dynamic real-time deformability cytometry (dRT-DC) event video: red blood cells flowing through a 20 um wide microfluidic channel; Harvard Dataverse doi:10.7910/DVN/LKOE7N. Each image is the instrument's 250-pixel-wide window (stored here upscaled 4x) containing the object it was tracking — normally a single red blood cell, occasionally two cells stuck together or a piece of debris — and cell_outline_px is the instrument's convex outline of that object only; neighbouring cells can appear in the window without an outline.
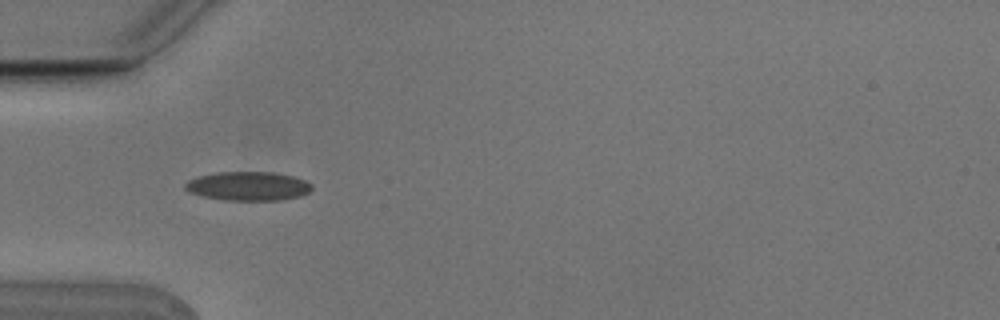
{"species": "Egyptian fruit bat (a non-hibernating species)", "species_latin": "Rousettus aegyptiacus", "temperature_condition": "cold", "stored_images_in_passage": 6, "camera_frame_rate_fps": 3000, "um_per_image_px": 0.085, "animal": {"sex": "male"}, "frame": {"image": 1, "passage_image": 5, "time_ms": 1.333, "image_size_px": [1000, 320], "cell_outline_px": [[312, 188], [308, 192], [300, 196], [284, 200], [224, 200], [204, 196], [188, 192], [184, 188], [184, 184], [188, 180], [196, 176], [216, 172], [272, 172], [292, 176], [304, 180], [312, 184]], "centroid_in_image_um": [21.06, 15.82], "position_along_channel_um": 63.9, "area_um2": 21.44}}